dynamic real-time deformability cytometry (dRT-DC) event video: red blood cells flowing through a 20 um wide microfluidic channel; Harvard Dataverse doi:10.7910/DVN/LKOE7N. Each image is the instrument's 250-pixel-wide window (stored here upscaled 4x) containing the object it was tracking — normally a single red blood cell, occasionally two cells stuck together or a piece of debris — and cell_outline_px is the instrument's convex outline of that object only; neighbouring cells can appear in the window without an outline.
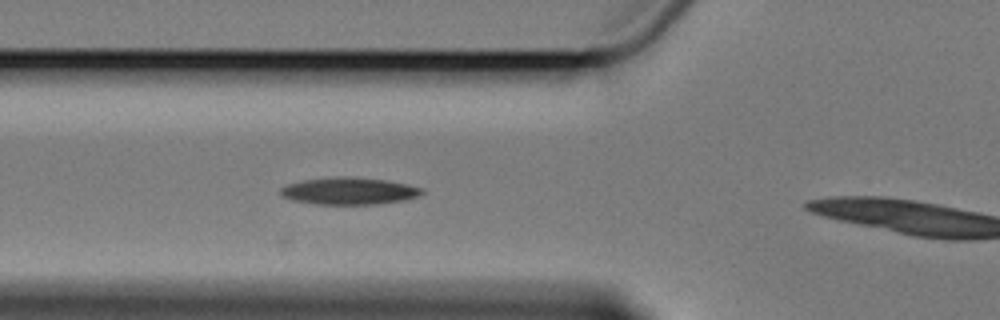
{"species": "Egyptian fruit bat (a non-hibernating species)", "species_latin": "Rousettus aegyptiacus", "temperature_condition": "cold", "stored_images_in_passage": 6, "camera_frame_rate_fps": 3000, "um_per_image_px": 0.085, "animal": {"sex": "female"}, "frame": {"image": 1, "passage_image": 4, "time_ms": 3.667, "image_size_px": [1000, 320], "cell_outline_px": [[424, 192], [420, 196], [404, 200], [380, 204], [316, 204], [292, 200], [284, 196], [280, 192], [280, 188], [288, 184], [300, 180], [336, 176], [344, 176], [384, 180], [408, 184], [424, 188]], "centroid_in_image_um": [29.7, 16.23], "position_along_channel_um": 96.1, "area_um2": 22.43}}